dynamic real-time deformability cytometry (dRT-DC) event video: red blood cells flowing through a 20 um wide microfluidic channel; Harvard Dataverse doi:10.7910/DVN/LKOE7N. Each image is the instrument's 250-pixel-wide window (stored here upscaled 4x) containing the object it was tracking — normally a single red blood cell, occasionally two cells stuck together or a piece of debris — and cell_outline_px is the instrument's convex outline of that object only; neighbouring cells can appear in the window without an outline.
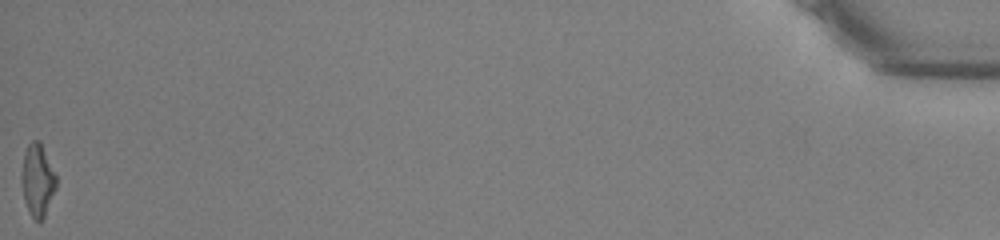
{"species": "common noctule bat (a hibernating species)", "species_latin": "Nyctalus noctula", "temperature_condition": "warm", "stored_images_in_passage": 39, "camera_frame_rate_fps": 3000, "um_per_image_px": 0.085, "animal": {"sex": "male", "body_mass_g": 13.0, "forearm_length_mm": 53.1}, "frame": {"image": 1, "passage_image": 39, "time_ms": 12.667, "image_size_px": [1000, 240], "cell_outline_px": [[56, 188], [44, 220], [36, 220], [32, 216], [24, 200], [20, 180], [20, 176], [24, 152], [28, 144], [32, 140], [40, 140], [56, 176]], "centroid_in_image_um": [3.18, 15.3], "position_along_channel_um": 432.0, "area_um2": 14.74}, "authors_computed_cell_mechanics": {"area_um2": 14.8546, "velocity_mm_per_s": 3.8056, "shape_relaxation_time_tau1_ms": 5.0635, "shape_relaxation_time_tau2_ms": 1.6826, "deformation_change_tau1": 0.1932, "deformation_change_tau2": 0.1106}}